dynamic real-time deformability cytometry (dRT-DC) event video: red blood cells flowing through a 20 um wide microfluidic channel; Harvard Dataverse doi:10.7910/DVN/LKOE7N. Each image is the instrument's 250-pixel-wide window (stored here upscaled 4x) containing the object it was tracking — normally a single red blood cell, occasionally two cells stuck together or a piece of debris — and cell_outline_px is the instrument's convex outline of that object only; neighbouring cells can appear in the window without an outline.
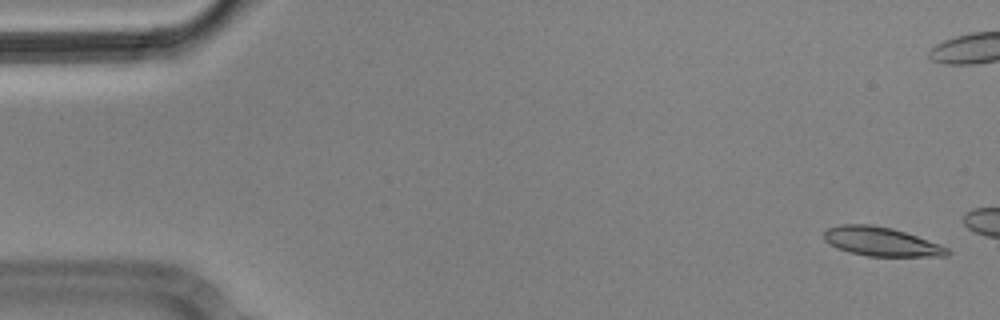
{"species": "Egyptian fruit bat (a non-hibernating species)", "species_latin": "Rousettus aegyptiacus", "temperature_condition": "cold", "stored_images_in_passage": 2, "camera_frame_rate_fps": 3000, "um_per_image_px": 0.085, "animal": {"sex": "male"}, "frame": {"image": 1, "passage_image": 1, "time_ms": 0.0, "image_size_px": [1000, 320], "cell_outline_px": [[952, 252], [948, 256], [868, 256], [848, 252], [836, 248], [824, 240], [824, 232], [828, 228], [840, 224], [868, 224], [892, 228], [940, 244], [948, 248]], "centroid_in_image_um": [74.89, 20.54], "position_along_channel_um": 10.1, "area_um2": 20.81}}